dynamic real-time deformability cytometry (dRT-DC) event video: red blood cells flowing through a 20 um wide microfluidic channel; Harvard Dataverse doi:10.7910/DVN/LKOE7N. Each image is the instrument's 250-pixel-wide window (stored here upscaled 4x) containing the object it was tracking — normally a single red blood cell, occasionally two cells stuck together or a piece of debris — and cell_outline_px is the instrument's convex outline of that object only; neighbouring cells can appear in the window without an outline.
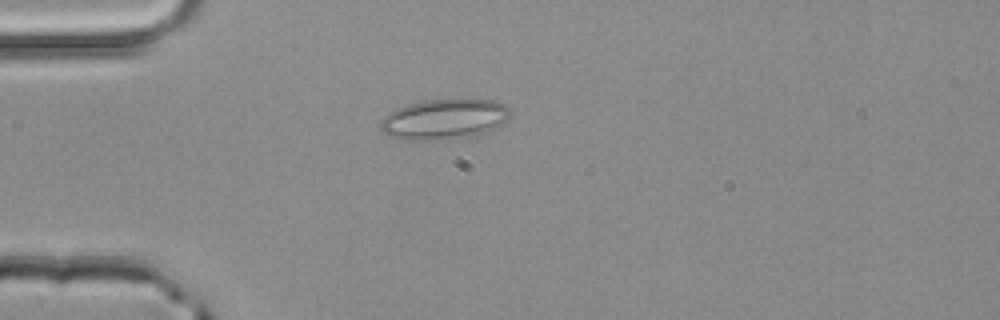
{"species": "common noctule bat (a hibernating species)", "species_latin": "Nyctalus noctula", "temperature_condition": "room temperature", "stored_images_in_passage": 1, "camera_frame_rate_fps": 3000, "um_per_image_px": 0.085, "animal": {"sex": "male", "body_mass_g": 20.4}, "frame": {"image": 1, "passage_image": 1, "time_ms": 0.0, "image_size_px": [1000, 320], "cell_outline_px": [[508, 116], [496, 128], [488, 132], [468, 136], [428, 140], [412, 140], [392, 136], [384, 132], [380, 128], [380, 120], [384, 116], [396, 108], [408, 104], [428, 100], [496, 100], [504, 104], [508, 108]], "centroid_in_image_um": [37.73, 10.12], "position_along_channel_um": 47.3, "area_um2": 29.82}}